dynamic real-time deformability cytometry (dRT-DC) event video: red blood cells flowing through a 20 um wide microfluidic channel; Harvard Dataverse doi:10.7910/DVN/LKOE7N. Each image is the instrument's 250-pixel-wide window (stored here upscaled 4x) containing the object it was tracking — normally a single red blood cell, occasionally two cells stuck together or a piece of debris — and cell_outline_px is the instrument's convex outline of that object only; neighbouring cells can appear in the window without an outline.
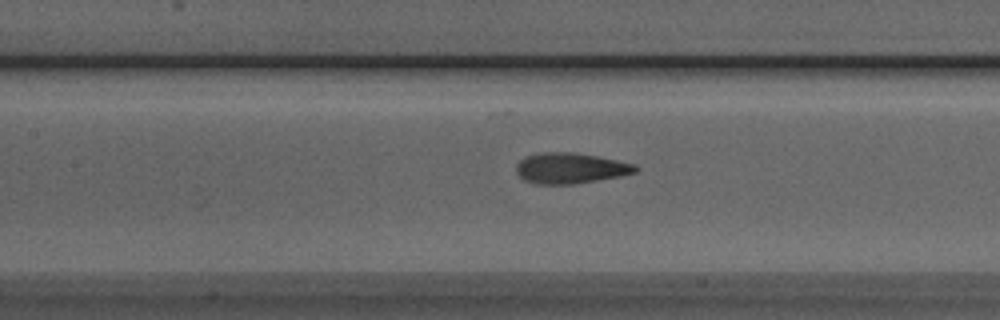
{"species": "Egyptian fruit bat (a non-hibernating species)", "species_latin": "Rousettus aegyptiacus", "temperature_condition": "room temperature", "stored_images_in_passage": 39, "camera_frame_rate_fps": 3000, "um_per_image_px": 0.085, "animal": {"sex": "male"}, "frame": {"image": 1, "passage_image": 17, "time_ms": 5.333, "image_size_px": [1000, 320], "cell_outline_px": [[640, 168], [636, 172], [620, 176], [572, 184], [536, 184], [524, 180], [516, 172], [516, 164], [524, 156], [544, 152], [576, 152], [636, 164]], "centroid_in_image_um": [48.47, 14.29], "position_along_channel_um": 158.9, "area_um2": 21.33}}
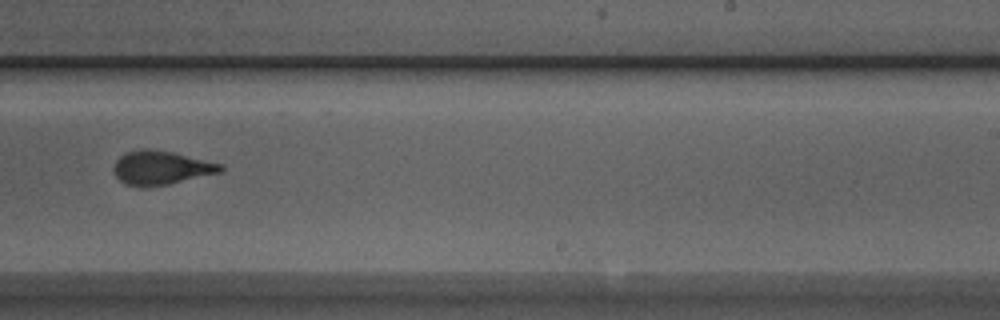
{"frame": {"image": 2, "passage_image": 26, "time_ms": 8.333, "image_size_px": [1000, 320], "cell_outline_px": [[224, 172], [168, 184], [124, 184], [116, 176], [112, 168], [116, 160], [124, 152], [140, 148], [148, 148], [172, 152], [224, 164]], "centroid_in_image_um": [13.73, 14.21], "position_along_channel_um": 275.3, "area_um2": 20.87}}
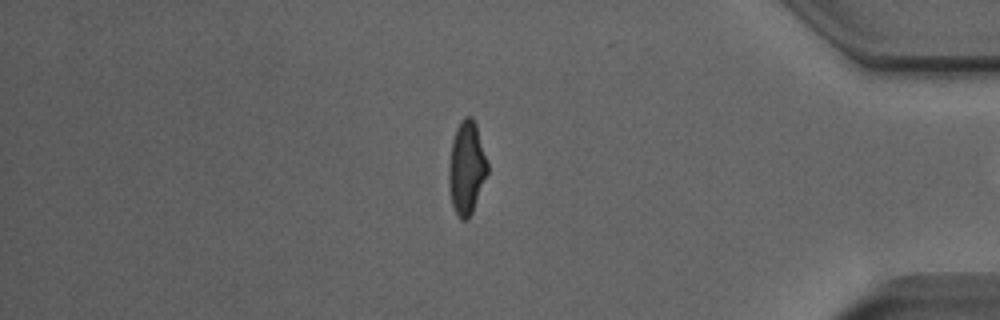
{"frame": {"image": 3, "passage_image": 38, "time_ms": 12.333, "image_size_px": [1000, 320], "cell_outline_px": [[488, 172], [472, 212], [468, 220], [460, 220], [452, 204], [448, 184], [448, 172], [452, 140], [456, 128], [460, 120], [464, 116], [472, 116], [476, 124], [488, 164]], "centroid_in_image_um": [39.65, 14.25], "position_along_channel_um": 395.6, "area_um2": 20.98}}